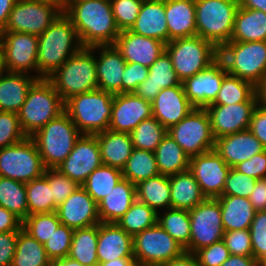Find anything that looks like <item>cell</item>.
<instances>
[{
  "instance_id": "cell-24",
  "label": "cell",
  "mask_w": 266,
  "mask_h": 266,
  "mask_svg": "<svg viewBox=\"0 0 266 266\" xmlns=\"http://www.w3.org/2000/svg\"><path fill=\"white\" fill-rule=\"evenodd\" d=\"M151 104L153 117L167 130L178 124L194 109L185 95L182 84L161 90Z\"/></svg>"
},
{
  "instance_id": "cell-28",
  "label": "cell",
  "mask_w": 266,
  "mask_h": 266,
  "mask_svg": "<svg viewBox=\"0 0 266 266\" xmlns=\"http://www.w3.org/2000/svg\"><path fill=\"white\" fill-rule=\"evenodd\" d=\"M172 61L165 51L149 67V76L134 90V94L152 102L159 92L165 88L181 85Z\"/></svg>"
},
{
  "instance_id": "cell-8",
  "label": "cell",
  "mask_w": 266,
  "mask_h": 266,
  "mask_svg": "<svg viewBox=\"0 0 266 266\" xmlns=\"http://www.w3.org/2000/svg\"><path fill=\"white\" fill-rule=\"evenodd\" d=\"M197 36L218 49L231 40L239 0H195Z\"/></svg>"
},
{
  "instance_id": "cell-3",
  "label": "cell",
  "mask_w": 266,
  "mask_h": 266,
  "mask_svg": "<svg viewBox=\"0 0 266 266\" xmlns=\"http://www.w3.org/2000/svg\"><path fill=\"white\" fill-rule=\"evenodd\" d=\"M47 79L64 102L74 95L97 90L94 50L91 47H82Z\"/></svg>"
},
{
  "instance_id": "cell-68",
  "label": "cell",
  "mask_w": 266,
  "mask_h": 266,
  "mask_svg": "<svg viewBox=\"0 0 266 266\" xmlns=\"http://www.w3.org/2000/svg\"><path fill=\"white\" fill-rule=\"evenodd\" d=\"M50 266H83L77 260L70 257H64L57 260H53Z\"/></svg>"
},
{
  "instance_id": "cell-36",
  "label": "cell",
  "mask_w": 266,
  "mask_h": 266,
  "mask_svg": "<svg viewBox=\"0 0 266 266\" xmlns=\"http://www.w3.org/2000/svg\"><path fill=\"white\" fill-rule=\"evenodd\" d=\"M136 199L145 203L157 213L171 208L169 176H157L143 180L136 185Z\"/></svg>"
},
{
  "instance_id": "cell-10",
  "label": "cell",
  "mask_w": 266,
  "mask_h": 266,
  "mask_svg": "<svg viewBox=\"0 0 266 266\" xmlns=\"http://www.w3.org/2000/svg\"><path fill=\"white\" fill-rule=\"evenodd\" d=\"M63 2L17 0L2 32L41 35L61 14Z\"/></svg>"
},
{
  "instance_id": "cell-12",
  "label": "cell",
  "mask_w": 266,
  "mask_h": 266,
  "mask_svg": "<svg viewBox=\"0 0 266 266\" xmlns=\"http://www.w3.org/2000/svg\"><path fill=\"white\" fill-rule=\"evenodd\" d=\"M185 253V249L158 223L133 237V256L138 266H159Z\"/></svg>"
},
{
  "instance_id": "cell-9",
  "label": "cell",
  "mask_w": 266,
  "mask_h": 266,
  "mask_svg": "<svg viewBox=\"0 0 266 266\" xmlns=\"http://www.w3.org/2000/svg\"><path fill=\"white\" fill-rule=\"evenodd\" d=\"M165 51L181 82L203 71L219 58V49L200 36L171 40L166 44Z\"/></svg>"
},
{
  "instance_id": "cell-52",
  "label": "cell",
  "mask_w": 266,
  "mask_h": 266,
  "mask_svg": "<svg viewBox=\"0 0 266 266\" xmlns=\"http://www.w3.org/2000/svg\"><path fill=\"white\" fill-rule=\"evenodd\" d=\"M144 0H110L113 16L120 31L135 23Z\"/></svg>"
},
{
  "instance_id": "cell-44",
  "label": "cell",
  "mask_w": 266,
  "mask_h": 266,
  "mask_svg": "<svg viewBox=\"0 0 266 266\" xmlns=\"http://www.w3.org/2000/svg\"><path fill=\"white\" fill-rule=\"evenodd\" d=\"M157 223L184 249L189 245L191 231L188 210L170 208L160 211Z\"/></svg>"
},
{
  "instance_id": "cell-20",
  "label": "cell",
  "mask_w": 266,
  "mask_h": 266,
  "mask_svg": "<svg viewBox=\"0 0 266 266\" xmlns=\"http://www.w3.org/2000/svg\"><path fill=\"white\" fill-rule=\"evenodd\" d=\"M259 102H240L233 105H209L208 113L215 139L247 130L252 113Z\"/></svg>"
},
{
  "instance_id": "cell-41",
  "label": "cell",
  "mask_w": 266,
  "mask_h": 266,
  "mask_svg": "<svg viewBox=\"0 0 266 266\" xmlns=\"http://www.w3.org/2000/svg\"><path fill=\"white\" fill-rule=\"evenodd\" d=\"M121 171L123 178L134 185L160 174L155 153L137 148L132 150L131 156Z\"/></svg>"
},
{
  "instance_id": "cell-70",
  "label": "cell",
  "mask_w": 266,
  "mask_h": 266,
  "mask_svg": "<svg viewBox=\"0 0 266 266\" xmlns=\"http://www.w3.org/2000/svg\"><path fill=\"white\" fill-rule=\"evenodd\" d=\"M5 67H4V61H3V56L2 52L0 50V76L5 72Z\"/></svg>"
},
{
  "instance_id": "cell-59",
  "label": "cell",
  "mask_w": 266,
  "mask_h": 266,
  "mask_svg": "<svg viewBox=\"0 0 266 266\" xmlns=\"http://www.w3.org/2000/svg\"><path fill=\"white\" fill-rule=\"evenodd\" d=\"M17 239L18 231L0 233V266H11Z\"/></svg>"
},
{
  "instance_id": "cell-57",
  "label": "cell",
  "mask_w": 266,
  "mask_h": 266,
  "mask_svg": "<svg viewBox=\"0 0 266 266\" xmlns=\"http://www.w3.org/2000/svg\"><path fill=\"white\" fill-rule=\"evenodd\" d=\"M149 76V68L138 63L126 62L122 79V93H133Z\"/></svg>"
},
{
  "instance_id": "cell-40",
  "label": "cell",
  "mask_w": 266,
  "mask_h": 266,
  "mask_svg": "<svg viewBox=\"0 0 266 266\" xmlns=\"http://www.w3.org/2000/svg\"><path fill=\"white\" fill-rule=\"evenodd\" d=\"M51 263L44 245L21 228L18 231L16 251L11 266H50Z\"/></svg>"
},
{
  "instance_id": "cell-5",
  "label": "cell",
  "mask_w": 266,
  "mask_h": 266,
  "mask_svg": "<svg viewBox=\"0 0 266 266\" xmlns=\"http://www.w3.org/2000/svg\"><path fill=\"white\" fill-rule=\"evenodd\" d=\"M114 94L97 89L70 97L64 111L77 129L86 135L108 130Z\"/></svg>"
},
{
  "instance_id": "cell-71",
  "label": "cell",
  "mask_w": 266,
  "mask_h": 266,
  "mask_svg": "<svg viewBox=\"0 0 266 266\" xmlns=\"http://www.w3.org/2000/svg\"><path fill=\"white\" fill-rule=\"evenodd\" d=\"M34 1H44V2H64V0H34Z\"/></svg>"
},
{
  "instance_id": "cell-35",
  "label": "cell",
  "mask_w": 266,
  "mask_h": 266,
  "mask_svg": "<svg viewBox=\"0 0 266 266\" xmlns=\"http://www.w3.org/2000/svg\"><path fill=\"white\" fill-rule=\"evenodd\" d=\"M230 41H266V13L239 6Z\"/></svg>"
},
{
  "instance_id": "cell-62",
  "label": "cell",
  "mask_w": 266,
  "mask_h": 266,
  "mask_svg": "<svg viewBox=\"0 0 266 266\" xmlns=\"http://www.w3.org/2000/svg\"><path fill=\"white\" fill-rule=\"evenodd\" d=\"M23 221L14 213L0 206V233L19 231Z\"/></svg>"
},
{
  "instance_id": "cell-56",
  "label": "cell",
  "mask_w": 266,
  "mask_h": 266,
  "mask_svg": "<svg viewBox=\"0 0 266 266\" xmlns=\"http://www.w3.org/2000/svg\"><path fill=\"white\" fill-rule=\"evenodd\" d=\"M199 266H220L231 255L223 240L199 249L194 253Z\"/></svg>"
},
{
  "instance_id": "cell-31",
  "label": "cell",
  "mask_w": 266,
  "mask_h": 266,
  "mask_svg": "<svg viewBox=\"0 0 266 266\" xmlns=\"http://www.w3.org/2000/svg\"><path fill=\"white\" fill-rule=\"evenodd\" d=\"M94 135L98 140L102 163L122 170L134 149L130 133L108 129Z\"/></svg>"
},
{
  "instance_id": "cell-23",
  "label": "cell",
  "mask_w": 266,
  "mask_h": 266,
  "mask_svg": "<svg viewBox=\"0 0 266 266\" xmlns=\"http://www.w3.org/2000/svg\"><path fill=\"white\" fill-rule=\"evenodd\" d=\"M96 56L98 89L112 94L122 93V79L126 61L115 45L91 47Z\"/></svg>"
},
{
  "instance_id": "cell-42",
  "label": "cell",
  "mask_w": 266,
  "mask_h": 266,
  "mask_svg": "<svg viewBox=\"0 0 266 266\" xmlns=\"http://www.w3.org/2000/svg\"><path fill=\"white\" fill-rule=\"evenodd\" d=\"M123 178L122 171L102 164L81 185L98 204Z\"/></svg>"
},
{
  "instance_id": "cell-32",
  "label": "cell",
  "mask_w": 266,
  "mask_h": 266,
  "mask_svg": "<svg viewBox=\"0 0 266 266\" xmlns=\"http://www.w3.org/2000/svg\"><path fill=\"white\" fill-rule=\"evenodd\" d=\"M136 200V185L122 178L98 203L100 221L116 223Z\"/></svg>"
},
{
  "instance_id": "cell-54",
  "label": "cell",
  "mask_w": 266,
  "mask_h": 266,
  "mask_svg": "<svg viewBox=\"0 0 266 266\" xmlns=\"http://www.w3.org/2000/svg\"><path fill=\"white\" fill-rule=\"evenodd\" d=\"M256 181V179L231 168L227 175L222 195L248 198Z\"/></svg>"
},
{
  "instance_id": "cell-13",
  "label": "cell",
  "mask_w": 266,
  "mask_h": 266,
  "mask_svg": "<svg viewBox=\"0 0 266 266\" xmlns=\"http://www.w3.org/2000/svg\"><path fill=\"white\" fill-rule=\"evenodd\" d=\"M167 133L190 158L214 150L215 138L205 108H194L178 124L171 126Z\"/></svg>"
},
{
  "instance_id": "cell-22",
  "label": "cell",
  "mask_w": 266,
  "mask_h": 266,
  "mask_svg": "<svg viewBox=\"0 0 266 266\" xmlns=\"http://www.w3.org/2000/svg\"><path fill=\"white\" fill-rule=\"evenodd\" d=\"M115 47L123 59L129 63H138L149 68L165 52L166 43L145 37L129 30L119 33Z\"/></svg>"
},
{
  "instance_id": "cell-19",
  "label": "cell",
  "mask_w": 266,
  "mask_h": 266,
  "mask_svg": "<svg viewBox=\"0 0 266 266\" xmlns=\"http://www.w3.org/2000/svg\"><path fill=\"white\" fill-rule=\"evenodd\" d=\"M153 116L152 104L134 93L113 96L109 130L131 133L141 121Z\"/></svg>"
},
{
  "instance_id": "cell-18",
  "label": "cell",
  "mask_w": 266,
  "mask_h": 266,
  "mask_svg": "<svg viewBox=\"0 0 266 266\" xmlns=\"http://www.w3.org/2000/svg\"><path fill=\"white\" fill-rule=\"evenodd\" d=\"M223 61L218 58L211 65L182 83L185 95L194 108H206L217 97L227 75Z\"/></svg>"
},
{
  "instance_id": "cell-61",
  "label": "cell",
  "mask_w": 266,
  "mask_h": 266,
  "mask_svg": "<svg viewBox=\"0 0 266 266\" xmlns=\"http://www.w3.org/2000/svg\"><path fill=\"white\" fill-rule=\"evenodd\" d=\"M248 198L256 211H266V178L256 181Z\"/></svg>"
},
{
  "instance_id": "cell-21",
  "label": "cell",
  "mask_w": 266,
  "mask_h": 266,
  "mask_svg": "<svg viewBox=\"0 0 266 266\" xmlns=\"http://www.w3.org/2000/svg\"><path fill=\"white\" fill-rule=\"evenodd\" d=\"M56 214L63 225L72 229L85 228L101 222L98 204L82 186L57 207Z\"/></svg>"
},
{
  "instance_id": "cell-39",
  "label": "cell",
  "mask_w": 266,
  "mask_h": 266,
  "mask_svg": "<svg viewBox=\"0 0 266 266\" xmlns=\"http://www.w3.org/2000/svg\"><path fill=\"white\" fill-rule=\"evenodd\" d=\"M240 102H259L257 88L249 81L227 74L217 97L210 105H233Z\"/></svg>"
},
{
  "instance_id": "cell-6",
  "label": "cell",
  "mask_w": 266,
  "mask_h": 266,
  "mask_svg": "<svg viewBox=\"0 0 266 266\" xmlns=\"http://www.w3.org/2000/svg\"><path fill=\"white\" fill-rule=\"evenodd\" d=\"M229 75L251 82L256 88L266 81V41H229L219 49Z\"/></svg>"
},
{
  "instance_id": "cell-63",
  "label": "cell",
  "mask_w": 266,
  "mask_h": 266,
  "mask_svg": "<svg viewBox=\"0 0 266 266\" xmlns=\"http://www.w3.org/2000/svg\"><path fill=\"white\" fill-rule=\"evenodd\" d=\"M220 266H259L254 256L230 255Z\"/></svg>"
},
{
  "instance_id": "cell-4",
  "label": "cell",
  "mask_w": 266,
  "mask_h": 266,
  "mask_svg": "<svg viewBox=\"0 0 266 266\" xmlns=\"http://www.w3.org/2000/svg\"><path fill=\"white\" fill-rule=\"evenodd\" d=\"M64 105L65 102L48 79H37L18 112L23 133L27 137L33 136L49 121L63 113Z\"/></svg>"
},
{
  "instance_id": "cell-64",
  "label": "cell",
  "mask_w": 266,
  "mask_h": 266,
  "mask_svg": "<svg viewBox=\"0 0 266 266\" xmlns=\"http://www.w3.org/2000/svg\"><path fill=\"white\" fill-rule=\"evenodd\" d=\"M159 266H199L194 254L184 253L182 256L165 262Z\"/></svg>"
},
{
  "instance_id": "cell-1",
  "label": "cell",
  "mask_w": 266,
  "mask_h": 266,
  "mask_svg": "<svg viewBox=\"0 0 266 266\" xmlns=\"http://www.w3.org/2000/svg\"><path fill=\"white\" fill-rule=\"evenodd\" d=\"M63 13L71 20L83 47L114 45L121 32L110 0H64Z\"/></svg>"
},
{
  "instance_id": "cell-53",
  "label": "cell",
  "mask_w": 266,
  "mask_h": 266,
  "mask_svg": "<svg viewBox=\"0 0 266 266\" xmlns=\"http://www.w3.org/2000/svg\"><path fill=\"white\" fill-rule=\"evenodd\" d=\"M26 137L20 126L18 113L0 111V149L15 145Z\"/></svg>"
},
{
  "instance_id": "cell-27",
  "label": "cell",
  "mask_w": 266,
  "mask_h": 266,
  "mask_svg": "<svg viewBox=\"0 0 266 266\" xmlns=\"http://www.w3.org/2000/svg\"><path fill=\"white\" fill-rule=\"evenodd\" d=\"M129 31L167 44L169 32L165 17V0H144Z\"/></svg>"
},
{
  "instance_id": "cell-33",
  "label": "cell",
  "mask_w": 266,
  "mask_h": 266,
  "mask_svg": "<svg viewBox=\"0 0 266 266\" xmlns=\"http://www.w3.org/2000/svg\"><path fill=\"white\" fill-rule=\"evenodd\" d=\"M169 182L171 208L173 209L189 211L206 199L189 169L169 175Z\"/></svg>"
},
{
  "instance_id": "cell-25",
  "label": "cell",
  "mask_w": 266,
  "mask_h": 266,
  "mask_svg": "<svg viewBox=\"0 0 266 266\" xmlns=\"http://www.w3.org/2000/svg\"><path fill=\"white\" fill-rule=\"evenodd\" d=\"M214 150L233 168L265 150L249 129L215 139Z\"/></svg>"
},
{
  "instance_id": "cell-26",
  "label": "cell",
  "mask_w": 266,
  "mask_h": 266,
  "mask_svg": "<svg viewBox=\"0 0 266 266\" xmlns=\"http://www.w3.org/2000/svg\"><path fill=\"white\" fill-rule=\"evenodd\" d=\"M97 257L99 263L118 258H134L133 236L117 223L98 224Z\"/></svg>"
},
{
  "instance_id": "cell-17",
  "label": "cell",
  "mask_w": 266,
  "mask_h": 266,
  "mask_svg": "<svg viewBox=\"0 0 266 266\" xmlns=\"http://www.w3.org/2000/svg\"><path fill=\"white\" fill-rule=\"evenodd\" d=\"M230 169L215 150L190 158L189 170L206 198L216 199L222 196Z\"/></svg>"
},
{
  "instance_id": "cell-65",
  "label": "cell",
  "mask_w": 266,
  "mask_h": 266,
  "mask_svg": "<svg viewBox=\"0 0 266 266\" xmlns=\"http://www.w3.org/2000/svg\"><path fill=\"white\" fill-rule=\"evenodd\" d=\"M17 0H0V32L5 29L9 14Z\"/></svg>"
},
{
  "instance_id": "cell-37",
  "label": "cell",
  "mask_w": 266,
  "mask_h": 266,
  "mask_svg": "<svg viewBox=\"0 0 266 266\" xmlns=\"http://www.w3.org/2000/svg\"><path fill=\"white\" fill-rule=\"evenodd\" d=\"M154 153L160 174L169 176L189 169L190 157L168 133Z\"/></svg>"
},
{
  "instance_id": "cell-43",
  "label": "cell",
  "mask_w": 266,
  "mask_h": 266,
  "mask_svg": "<svg viewBox=\"0 0 266 266\" xmlns=\"http://www.w3.org/2000/svg\"><path fill=\"white\" fill-rule=\"evenodd\" d=\"M0 206L24 221L28 216L26 184L0 176Z\"/></svg>"
},
{
  "instance_id": "cell-14",
  "label": "cell",
  "mask_w": 266,
  "mask_h": 266,
  "mask_svg": "<svg viewBox=\"0 0 266 266\" xmlns=\"http://www.w3.org/2000/svg\"><path fill=\"white\" fill-rule=\"evenodd\" d=\"M190 241L186 253L194 254L201 248L223 239L221 207L219 201L206 198L202 203L189 210Z\"/></svg>"
},
{
  "instance_id": "cell-58",
  "label": "cell",
  "mask_w": 266,
  "mask_h": 266,
  "mask_svg": "<svg viewBox=\"0 0 266 266\" xmlns=\"http://www.w3.org/2000/svg\"><path fill=\"white\" fill-rule=\"evenodd\" d=\"M233 168L256 180L266 178V149Z\"/></svg>"
},
{
  "instance_id": "cell-49",
  "label": "cell",
  "mask_w": 266,
  "mask_h": 266,
  "mask_svg": "<svg viewBox=\"0 0 266 266\" xmlns=\"http://www.w3.org/2000/svg\"><path fill=\"white\" fill-rule=\"evenodd\" d=\"M249 232L253 256L259 266H266V211H256Z\"/></svg>"
},
{
  "instance_id": "cell-15",
  "label": "cell",
  "mask_w": 266,
  "mask_h": 266,
  "mask_svg": "<svg viewBox=\"0 0 266 266\" xmlns=\"http://www.w3.org/2000/svg\"><path fill=\"white\" fill-rule=\"evenodd\" d=\"M0 50L7 72L31 73L40 79L37 70L38 36L19 32H0Z\"/></svg>"
},
{
  "instance_id": "cell-45",
  "label": "cell",
  "mask_w": 266,
  "mask_h": 266,
  "mask_svg": "<svg viewBox=\"0 0 266 266\" xmlns=\"http://www.w3.org/2000/svg\"><path fill=\"white\" fill-rule=\"evenodd\" d=\"M157 219L158 213L154 209L136 199L116 223L134 237L137 233L155 226Z\"/></svg>"
},
{
  "instance_id": "cell-48",
  "label": "cell",
  "mask_w": 266,
  "mask_h": 266,
  "mask_svg": "<svg viewBox=\"0 0 266 266\" xmlns=\"http://www.w3.org/2000/svg\"><path fill=\"white\" fill-rule=\"evenodd\" d=\"M61 224L56 212L41 213L27 216L22 228L39 243L44 244Z\"/></svg>"
},
{
  "instance_id": "cell-51",
  "label": "cell",
  "mask_w": 266,
  "mask_h": 266,
  "mask_svg": "<svg viewBox=\"0 0 266 266\" xmlns=\"http://www.w3.org/2000/svg\"><path fill=\"white\" fill-rule=\"evenodd\" d=\"M43 176L49 182L54 203L57 207L80 186L56 168L45 169Z\"/></svg>"
},
{
  "instance_id": "cell-50",
  "label": "cell",
  "mask_w": 266,
  "mask_h": 266,
  "mask_svg": "<svg viewBox=\"0 0 266 266\" xmlns=\"http://www.w3.org/2000/svg\"><path fill=\"white\" fill-rule=\"evenodd\" d=\"M74 229L61 224L43 245L51 261L67 257Z\"/></svg>"
},
{
  "instance_id": "cell-30",
  "label": "cell",
  "mask_w": 266,
  "mask_h": 266,
  "mask_svg": "<svg viewBox=\"0 0 266 266\" xmlns=\"http://www.w3.org/2000/svg\"><path fill=\"white\" fill-rule=\"evenodd\" d=\"M37 79L31 74L5 71L0 76V111L18 113Z\"/></svg>"
},
{
  "instance_id": "cell-16",
  "label": "cell",
  "mask_w": 266,
  "mask_h": 266,
  "mask_svg": "<svg viewBox=\"0 0 266 266\" xmlns=\"http://www.w3.org/2000/svg\"><path fill=\"white\" fill-rule=\"evenodd\" d=\"M102 164L97 137L82 134L70 154L56 169L81 186Z\"/></svg>"
},
{
  "instance_id": "cell-34",
  "label": "cell",
  "mask_w": 266,
  "mask_h": 266,
  "mask_svg": "<svg viewBox=\"0 0 266 266\" xmlns=\"http://www.w3.org/2000/svg\"><path fill=\"white\" fill-rule=\"evenodd\" d=\"M221 207L224 231L249 229L256 210L249 198L222 195L216 198Z\"/></svg>"
},
{
  "instance_id": "cell-60",
  "label": "cell",
  "mask_w": 266,
  "mask_h": 266,
  "mask_svg": "<svg viewBox=\"0 0 266 266\" xmlns=\"http://www.w3.org/2000/svg\"><path fill=\"white\" fill-rule=\"evenodd\" d=\"M248 129L260 140L262 146L266 149V109L259 103L252 113Z\"/></svg>"
},
{
  "instance_id": "cell-29",
  "label": "cell",
  "mask_w": 266,
  "mask_h": 266,
  "mask_svg": "<svg viewBox=\"0 0 266 266\" xmlns=\"http://www.w3.org/2000/svg\"><path fill=\"white\" fill-rule=\"evenodd\" d=\"M195 0H165L169 42L197 36Z\"/></svg>"
},
{
  "instance_id": "cell-46",
  "label": "cell",
  "mask_w": 266,
  "mask_h": 266,
  "mask_svg": "<svg viewBox=\"0 0 266 266\" xmlns=\"http://www.w3.org/2000/svg\"><path fill=\"white\" fill-rule=\"evenodd\" d=\"M26 197L28 216L56 212L52 189L44 176L26 183Z\"/></svg>"
},
{
  "instance_id": "cell-55",
  "label": "cell",
  "mask_w": 266,
  "mask_h": 266,
  "mask_svg": "<svg viewBox=\"0 0 266 266\" xmlns=\"http://www.w3.org/2000/svg\"><path fill=\"white\" fill-rule=\"evenodd\" d=\"M222 240L231 255L253 256L249 229L225 231Z\"/></svg>"
},
{
  "instance_id": "cell-69",
  "label": "cell",
  "mask_w": 266,
  "mask_h": 266,
  "mask_svg": "<svg viewBox=\"0 0 266 266\" xmlns=\"http://www.w3.org/2000/svg\"><path fill=\"white\" fill-rule=\"evenodd\" d=\"M259 104L266 109V81L257 88Z\"/></svg>"
},
{
  "instance_id": "cell-2",
  "label": "cell",
  "mask_w": 266,
  "mask_h": 266,
  "mask_svg": "<svg viewBox=\"0 0 266 266\" xmlns=\"http://www.w3.org/2000/svg\"><path fill=\"white\" fill-rule=\"evenodd\" d=\"M82 47L71 20L62 13L38 36L37 70L40 79L51 76Z\"/></svg>"
},
{
  "instance_id": "cell-67",
  "label": "cell",
  "mask_w": 266,
  "mask_h": 266,
  "mask_svg": "<svg viewBox=\"0 0 266 266\" xmlns=\"http://www.w3.org/2000/svg\"><path fill=\"white\" fill-rule=\"evenodd\" d=\"M98 266H138L135 258H118L108 262L98 263Z\"/></svg>"
},
{
  "instance_id": "cell-11",
  "label": "cell",
  "mask_w": 266,
  "mask_h": 266,
  "mask_svg": "<svg viewBox=\"0 0 266 266\" xmlns=\"http://www.w3.org/2000/svg\"><path fill=\"white\" fill-rule=\"evenodd\" d=\"M44 164L31 137L0 149V176L28 183L44 175Z\"/></svg>"
},
{
  "instance_id": "cell-38",
  "label": "cell",
  "mask_w": 266,
  "mask_h": 266,
  "mask_svg": "<svg viewBox=\"0 0 266 266\" xmlns=\"http://www.w3.org/2000/svg\"><path fill=\"white\" fill-rule=\"evenodd\" d=\"M98 224L74 229L68 257L83 266H98Z\"/></svg>"
},
{
  "instance_id": "cell-47",
  "label": "cell",
  "mask_w": 266,
  "mask_h": 266,
  "mask_svg": "<svg viewBox=\"0 0 266 266\" xmlns=\"http://www.w3.org/2000/svg\"><path fill=\"white\" fill-rule=\"evenodd\" d=\"M166 134L167 129L152 116L141 121L130 136L134 148L154 152Z\"/></svg>"
},
{
  "instance_id": "cell-66",
  "label": "cell",
  "mask_w": 266,
  "mask_h": 266,
  "mask_svg": "<svg viewBox=\"0 0 266 266\" xmlns=\"http://www.w3.org/2000/svg\"><path fill=\"white\" fill-rule=\"evenodd\" d=\"M239 6L242 8L259 10L266 13V0H239Z\"/></svg>"
},
{
  "instance_id": "cell-7",
  "label": "cell",
  "mask_w": 266,
  "mask_h": 266,
  "mask_svg": "<svg viewBox=\"0 0 266 266\" xmlns=\"http://www.w3.org/2000/svg\"><path fill=\"white\" fill-rule=\"evenodd\" d=\"M82 133L64 111L38 130L31 138L46 169L56 168L70 154Z\"/></svg>"
}]
</instances>
